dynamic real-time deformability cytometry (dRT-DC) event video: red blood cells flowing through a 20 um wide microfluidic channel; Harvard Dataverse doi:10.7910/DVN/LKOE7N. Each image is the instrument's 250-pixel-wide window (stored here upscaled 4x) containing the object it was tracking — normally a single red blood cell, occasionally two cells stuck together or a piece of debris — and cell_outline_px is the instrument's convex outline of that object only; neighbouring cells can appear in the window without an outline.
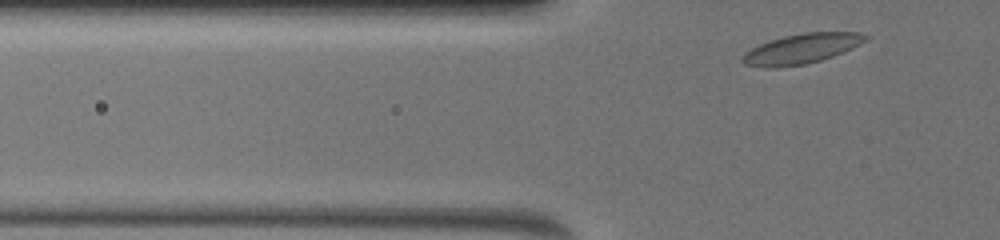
{"species": "common noctule bat (a hibernating species)", "species_latin": "Nyctalus noctula", "temperature_condition": "warm", "stored_images_in_passage": 28, "camera_frame_rate_fps": 3000, "um_per_image_px": 0.085, "animal": {"sex": "female", "body_mass_g": 19.5, "forearm_length_mm": 54.1}, "frame": {"image": 1, "passage_image": 2, "time_ms": 0.333, "image_size_px": [1000, 240], "cell_outline_px": [[868, 40], [852, 48], [832, 56], [820, 60], [804, 64], [776, 68], [764, 68], [744, 64], [740, 60], [744, 52], [760, 44], [784, 36], [804, 32], [860, 32], [868, 36]], "centroid_in_image_um": [68.11, 4.14], "position_along_channel_um": 57.7, "area_um2": 21.44}}
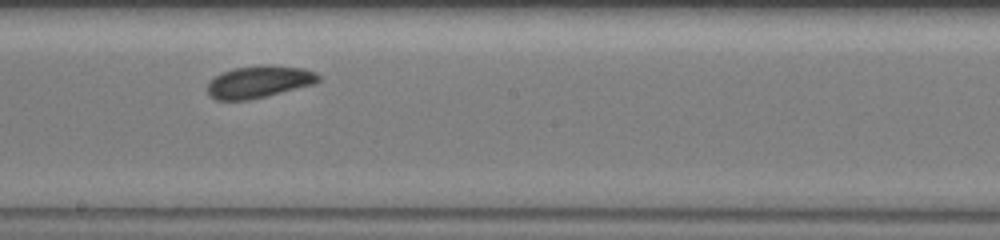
{"frame": {"image": 2, "passage_image": 16, "time_ms": 5.0, "image_size_px": [1000, 240], "cell_outline_px": [[320, 80], [312, 84], [248, 100], [216, 100], [208, 92], [208, 84], [220, 72], [236, 68], [260, 64], [272, 64], [304, 68], [316, 72], [320, 76]], "centroid_in_image_um": [22.03, 6.92], "position_along_channel_um": 226.2, "area_um2": 20.63}}
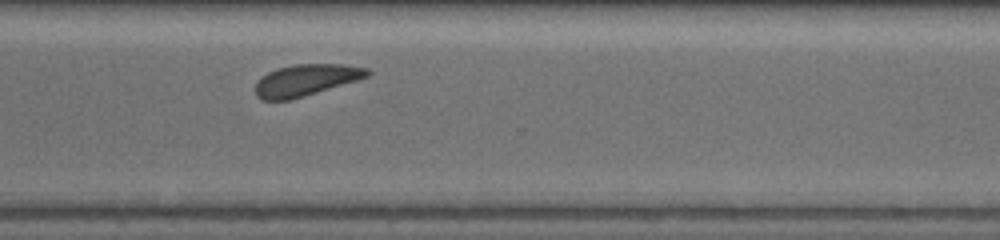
{"frame": {"image": 3, "passage_image": 27, "time_ms": 8.0, "image_size_px": [1000, 240], "cell_outline_px": [[372, 72], [368, 76], [356, 80], [288, 100], [264, 100], [256, 96], [256, 84], [268, 72], [276, 68], [296, 64], [344, 64], [368, 68]], "centroid_in_image_um": [26.01, 6.79], "position_along_channel_um": 344.6, "area_um2": 20.11}}